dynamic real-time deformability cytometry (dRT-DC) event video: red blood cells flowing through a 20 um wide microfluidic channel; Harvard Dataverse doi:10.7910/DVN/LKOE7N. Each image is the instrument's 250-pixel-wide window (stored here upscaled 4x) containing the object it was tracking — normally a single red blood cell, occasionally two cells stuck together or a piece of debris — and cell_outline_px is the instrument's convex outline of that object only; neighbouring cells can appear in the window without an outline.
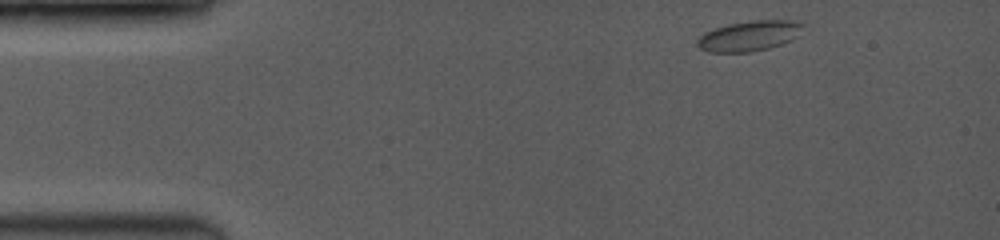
{"species": "common noctule bat (a hibernating species)", "species_latin": "Nyctalus noctula", "temperature_condition": "room temperature", "stored_images_in_passage": 33, "camera_frame_rate_fps": 3500, "um_per_image_px": 0.085, "animal": {"sex": "female", "body_mass_g": 19.0, "forearm_length_mm": 53.3}, "frame": {"image": 1, "passage_image": 1, "time_ms": 0.0, "image_size_px": [1000, 240], "cell_outline_px": [[804, 24], [800, 36], [792, 40], [768, 48], [752, 52], [708, 52], [700, 48], [696, 44], [696, 40], [704, 32], [728, 24], [752, 20], [788, 20]], "centroid_in_image_um": [63.69, 3.05], "position_along_channel_um": 21.3, "area_um2": 18.73}}
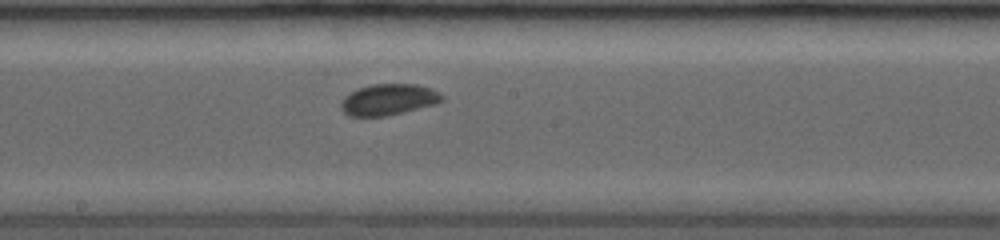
{"frame": {"image": 2, "passage_image": 14, "time_ms": 6.857, "image_size_px": [1000, 240], "cell_outline_px": [[444, 100], [436, 104], [384, 116], [348, 116], [340, 108], [340, 104], [344, 96], [356, 88], [372, 84], [416, 84], [432, 88], [444, 96]], "centroid_in_image_um": [33.01, 8.45], "position_along_channel_um": 215.2, "area_um2": 18.44}}
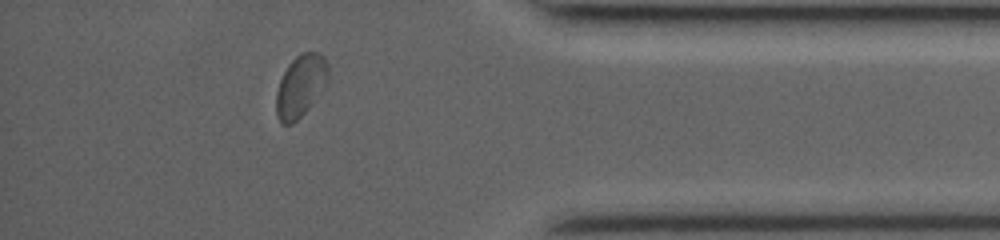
{"frame": {"image": 3, "passage_image": 28, "time_ms": 12.0, "image_size_px": [1000, 240], "cell_outline_px": [[328, 80], [308, 108], [292, 124], [284, 124], [276, 116], [276, 92], [280, 80], [288, 64], [300, 52], [320, 52], [324, 56], [328, 64]], "centroid_in_image_um": [25.54, 7.26], "position_along_channel_um": 409.7, "area_um2": 18.61}, "authors_computed_cell_mechanics": {"area_um2": 18.496, "velocity_mm_per_s": 4.044, "shape_relaxation_time_tau1_ms": 2.7297, "shape_relaxation_time_tau2_ms": null, "deformation_change_tau1": 0.0718, "deformation_change_tau2": null}}